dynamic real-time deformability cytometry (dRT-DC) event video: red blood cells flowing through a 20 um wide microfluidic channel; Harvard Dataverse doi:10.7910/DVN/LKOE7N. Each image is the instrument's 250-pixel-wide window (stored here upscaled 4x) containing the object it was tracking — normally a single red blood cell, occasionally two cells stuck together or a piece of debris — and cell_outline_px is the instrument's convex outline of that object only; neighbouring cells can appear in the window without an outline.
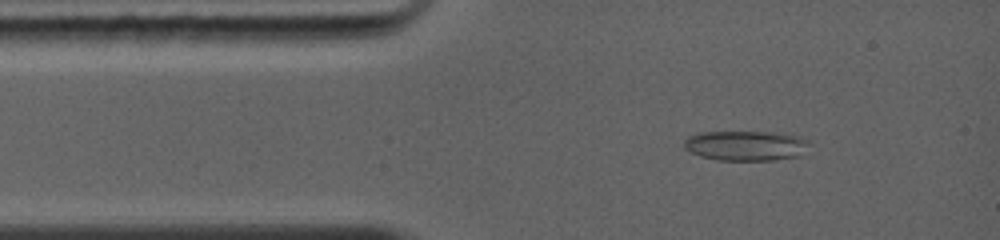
{"species": "common noctule bat (a hibernating species)", "species_latin": "Nyctalus noctula", "temperature_condition": "warm", "stored_images_in_passage": 27, "camera_frame_rate_fps": 5000, "um_per_image_px": 0.085, "animal": {"sex": "female", "body_mass_g": 19.0, "forearm_length_mm": 56.7}, "frame": {"image": 1, "passage_image": 3, "time_ms": 1.0, "image_size_px": [1000, 240], "cell_outline_px": [[804, 140], [800, 156], [772, 160], [716, 160], [700, 156], [684, 148], [684, 140], [688, 136], [700, 132], [776, 132], [800, 136]], "centroid_in_image_um": [63.29, 12.37], "position_along_channel_um": 21.7, "area_um2": 21.5}}
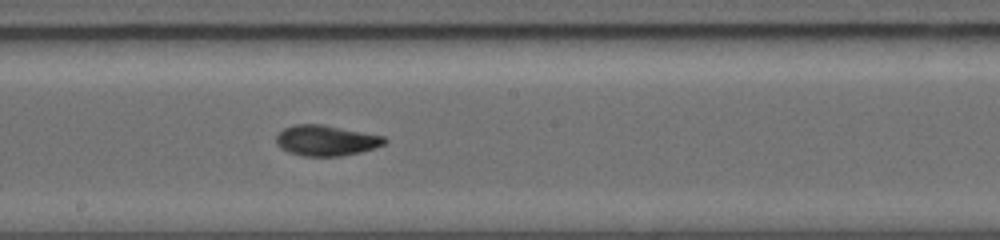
{"frame": {"image": 2, "passage_image": 13, "time_ms": 6.2, "image_size_px": [1000, 240], "cell_outline_px": [[388, 140], [384, 144], [360, 152], [340, 156], [304, 156], [288, 152], [280, 148], [276, 144], [276, 136], [284, 128], [296, 124], [324, 124], [384, 136]], "centroid_in_image_um": [27.7, 11.93], "position_along_channel_um": 220.5, "area_um2": 19.31}}
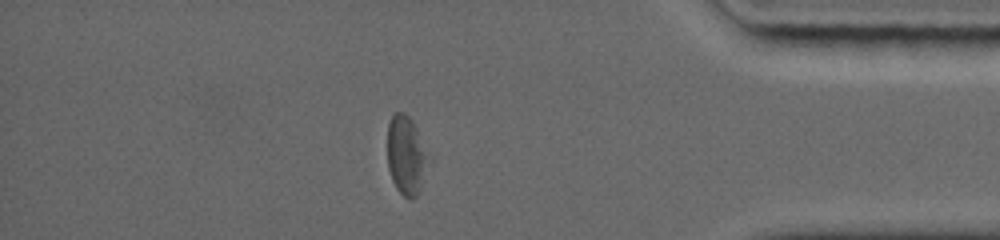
{"frame": {"image": 3, "passage_image": 22, "time_ms": 11.0, "image_size_px": [1000, 240], "cell_outline_px": [[432, 160], [420, 192], [412, 200], [404, 196], [396, 188], [392, 180], [388, 168], [388, 124], [392, 116], [396, 112], [404, 112], [412, 120], [432, 156]], "centroid_in_image_um": [34.6, 13.24], "position_along_channel_um": 400.6, "area_um2": 19.59}, "authors_computed_cell_mechanics": {"area_um2": 19.1318, "velocity_mm_per_s": 4.373, "shape_relaxation_time_tau1_ms": 3.9292, "shape_relaxation_time_tau2_ms": 4.6272, "deformation_change_tau1": 0.159, "deformation_change_tau2": 0.1101}}